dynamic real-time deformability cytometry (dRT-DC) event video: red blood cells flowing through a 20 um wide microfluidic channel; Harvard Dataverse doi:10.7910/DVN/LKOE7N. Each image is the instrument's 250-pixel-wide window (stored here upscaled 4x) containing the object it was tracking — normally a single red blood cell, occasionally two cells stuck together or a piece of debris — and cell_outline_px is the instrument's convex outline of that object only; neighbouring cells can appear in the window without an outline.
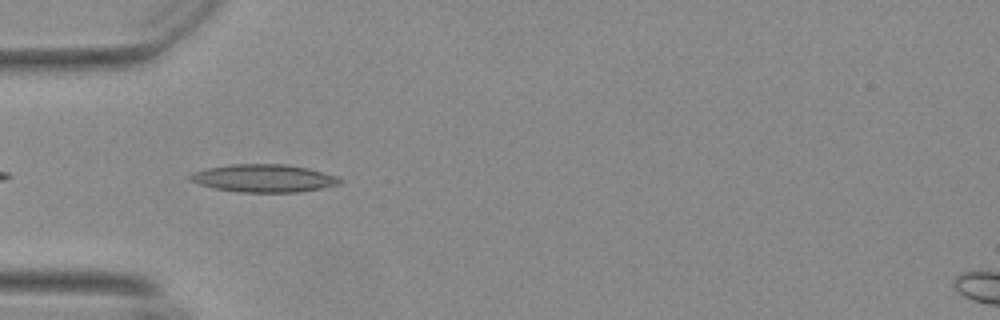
{"species": "Egyptian fruit bat (a non-hibernating species)", "species_latin": "Rousettus aegyptiacus", "temperature_condition": "warm", "stored_images_in_passage": 7, "camera_frame_rate_fps": 3000, "um_per_image_px": 0.085, "animal": {"sex": "female"}, "frame": {"image": 1, "passage_image": 3, "time_ms": 0.667, "image_size_px": [1000, 320], "cell_outline_px": [[344, 180], [340, 184], [300, 192], [240, 192], [216, 188], [200, 184], [188, 180], [188, 176], [192, 172], [208, 168], [228, 164], [284, 164], [308, 168], [336, 176]], "centroid_in_image_um": [22.41, 15.14], "position_along_channel_um": 62.6, "area_um2": 24.16}}